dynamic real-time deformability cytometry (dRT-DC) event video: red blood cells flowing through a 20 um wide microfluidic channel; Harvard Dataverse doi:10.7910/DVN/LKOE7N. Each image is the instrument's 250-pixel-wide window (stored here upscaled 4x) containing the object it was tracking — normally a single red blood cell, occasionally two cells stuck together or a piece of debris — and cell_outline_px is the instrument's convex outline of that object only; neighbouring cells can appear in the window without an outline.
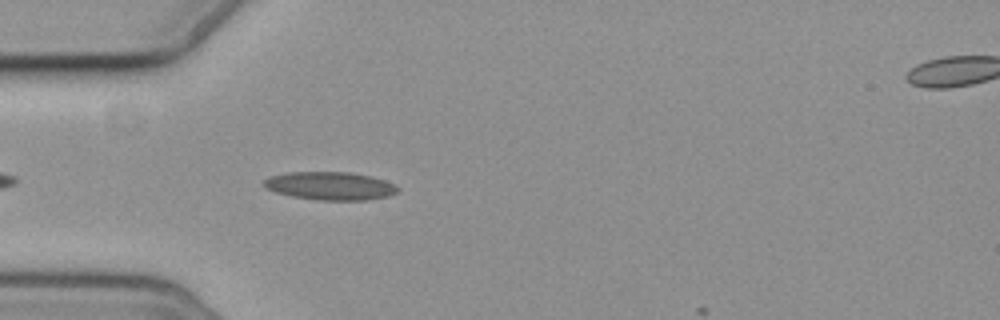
{"species": "common noctule bat (a hibernating species)", "species_latin": "Nyctalus noctula", "temperature_condition": "cold", "stored_images_in_passage": 5, "camera_frame_rate_fps": 3000, "um_per_image_px": 0.085, "animal": {"sex": "female", "body_mass_g": 19.3, "forearm_length_mm": 54.1}, "frame": {"image": 1, "passage_image": 4, "time_ms": 3.667, "image_size_px": [1000, 320], "cell_outline_px": [[400, 188], [396, 192], [388, 196], [368, 200], [316, 200], [292, 196], [276, 192], [264, 188], [264, 180], [272, 176], [288, 172], [352, 172], [372, 176], [396, 184]], "centroid_in_image_um": [28.1, 15.8], "position_along_channel_um": 56.9, "area_um2": 22.02}}